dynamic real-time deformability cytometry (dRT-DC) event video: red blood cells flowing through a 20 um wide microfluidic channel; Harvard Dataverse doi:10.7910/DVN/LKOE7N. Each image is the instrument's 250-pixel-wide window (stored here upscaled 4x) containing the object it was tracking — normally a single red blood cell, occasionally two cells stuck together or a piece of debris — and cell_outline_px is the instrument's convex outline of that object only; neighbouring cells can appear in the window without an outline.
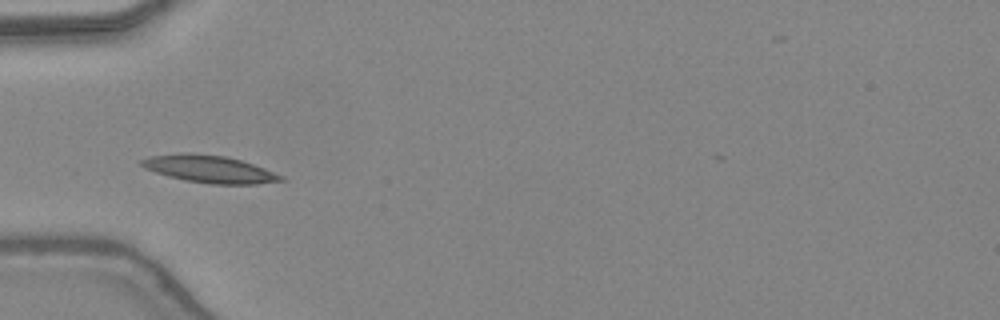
{"species": "common noctule bat (a hibernating species)", "species_latin": "Nyctalus noctula", "temperature_condition": "warm", "stored_images_in_passage": 33, "camera_frame_rate_fps": 3000, "um_per_image_px": 0.085, "animal": {"sex": "female", "body_mass_g": 24.6, "forearm_length_mm": 56.2}, "frame": {"image": 1, "passage_image": 1, "time_ms": 0.0, "image_size_px": [1000, 320], "cell_outline_px": [[288, 180], [256, 184], [212, 184], [184, 180], [168, 176], [144, 168], [140, 164], [140, 160], [148, 156], [180, 152], [192, 152], [224, 156], [240, 160], [264, 168], [284, 176]], "centroid_in_image_um": [17.78, 14.36], "position_along_channel_um": 67.2, "area_um2": 22.37}}
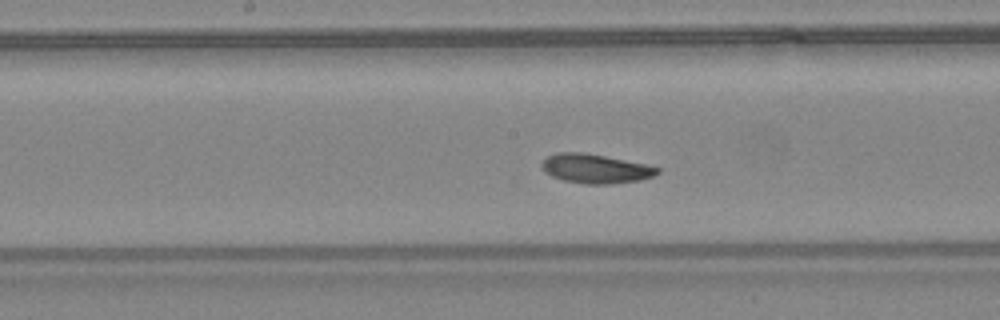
{"frame": {"image": 2, "passage_image": 10, "time_ms": 3.0, "image_size_px": [1000, 320], "cell_outline_px": [[660, 172], [652, 176], [640, 180], [608, 184], [584, 184], [564, 180], [552, 176], [544, 172], [540, 164], [548, 156], [556, 152], [580, 152], [604, 156], [644, 164], [660, 168]], "centroid_in_image_um": [50.58, 14.34], "position_along_channel_um": 197.6, "area_um2": 19.48}}
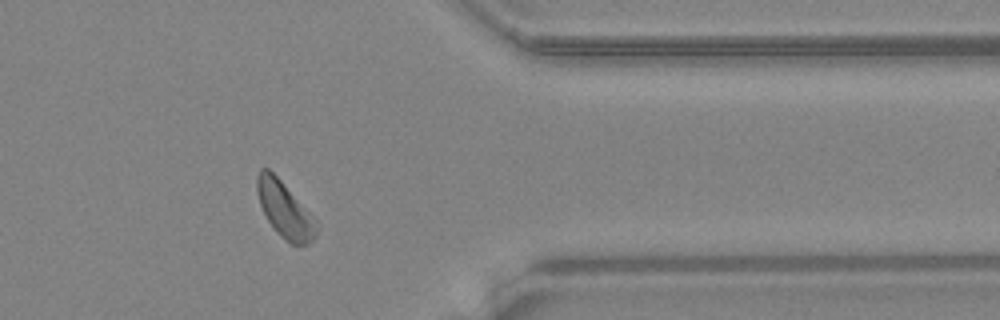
{"frame": {"image": 3, "passage_image": 24, "time_ms": 7.667, "image_size_px": [1000, 320], "cell_outline_px": [[320, 228], [316, 236], [308, 244], [292, 244], [276, 232], [268, 220], [260, 204], [256, 192], [256, 176], [260, 168], [268, 168], [280, 180], [320, 224]], "centroid_in_image_um": [24.21, 17.83], "position_along_channel_um": 387.2, "area_um2": 19.19}, "authors_computed_cell_mechanics": {"area_um2": 19.5364, "velocity_mm_per_s": 4.3654, "shape_relaxation_time_tau1_ms": 1.9723, "shape_relaxation_time_tau2_ms": 3.0348, "deformation_change_tau1": 0.1036, "deformation_change_tau2": 0.1007}}